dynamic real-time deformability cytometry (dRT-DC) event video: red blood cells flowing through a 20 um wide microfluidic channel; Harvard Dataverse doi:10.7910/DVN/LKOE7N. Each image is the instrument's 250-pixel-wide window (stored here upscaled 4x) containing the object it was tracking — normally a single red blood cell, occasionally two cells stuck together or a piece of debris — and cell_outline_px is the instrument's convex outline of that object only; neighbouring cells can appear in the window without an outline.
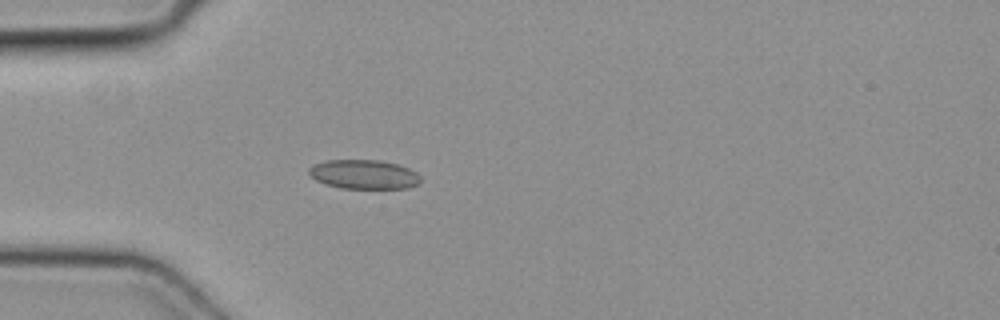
{"species": "common noctule bat (a hibernating species)", "species_latin": "Nyctalus noctula", "temperature_condition": "cold", "stored_images_in_passage": 36, "camera_frame_rate_fps": 3000, "um_per_image_px": 0.085, "animal": {"sex": "female", "body_mass_g": 19.3, "forearm_length_mm": 54.1}, "frame": {"image": 1, "passage_image": 1, "time_ms": 0.0, "image_size_px": [1000, 320], "cell_outline_px": [[420, 184], [408, 188], [340, 188], [324, 184], [316, 180], [308, 172], [308, 168], [312, 164], [328, 160], [376, 160], [396, 164], [408, 168], [416, 172], [420, 176]], "centroid_in_image_um": [30.91, 14.82], "position_along_channel_um": 54.1, "area_um2": 19.02}}
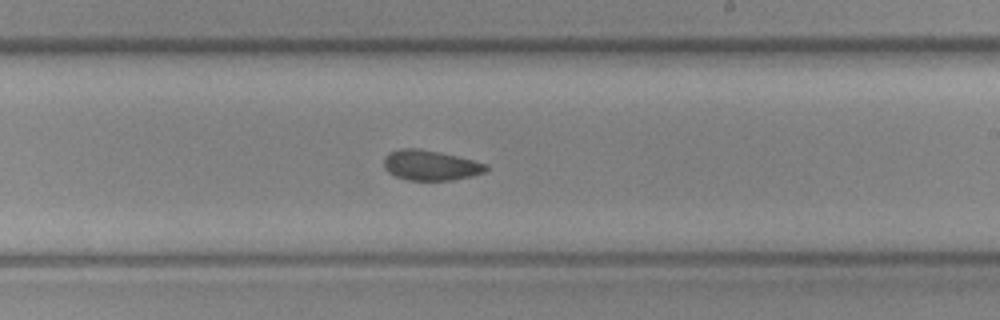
{"frame": {"image": 2, "passage_image": 16, "time_ms": 5.0, "image_size_px": [1000, 320], "cell_outline_px": [[488, 168], [484, 172], [472, 176], [452, 180], [408, 180], [396, 176], [388, 172], [384, 168], [384, 156], [388, 152], [400, 148], [416, 148], [440, 152], [472, 160], [484, 164]], "centroid_in_image_um": [36.53, 14.04], "position_along_channel_um": 252.5, "area_um2": 17.86}}
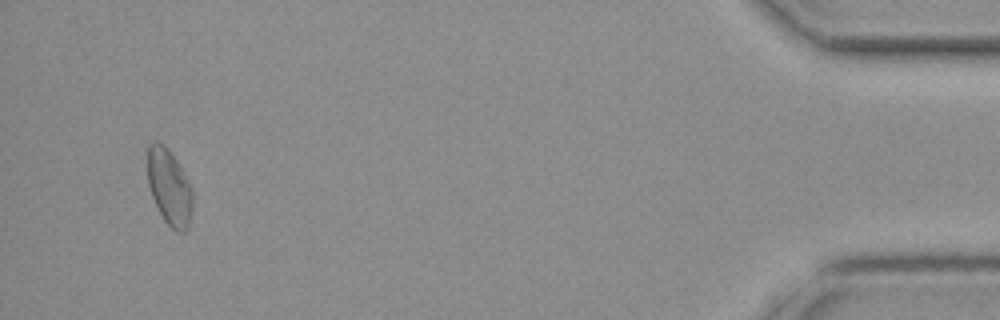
{"frame": {"image": 3, "passage_image": 34, "time_ms": 11.0, "image_size_px": [1000, 320], "cell_outline_px": [[192, 208], [188, 228], [184, 232], [176, 232], [164, 220], [152, 196], [148, 184], [148, 144], [164, 144], [168, 148], [176, 160], [192, 188]], "centroid_in_image_um": [14.4, 15.94], "position_along_channel_um": 420.8, "area_um2": 19.59}}